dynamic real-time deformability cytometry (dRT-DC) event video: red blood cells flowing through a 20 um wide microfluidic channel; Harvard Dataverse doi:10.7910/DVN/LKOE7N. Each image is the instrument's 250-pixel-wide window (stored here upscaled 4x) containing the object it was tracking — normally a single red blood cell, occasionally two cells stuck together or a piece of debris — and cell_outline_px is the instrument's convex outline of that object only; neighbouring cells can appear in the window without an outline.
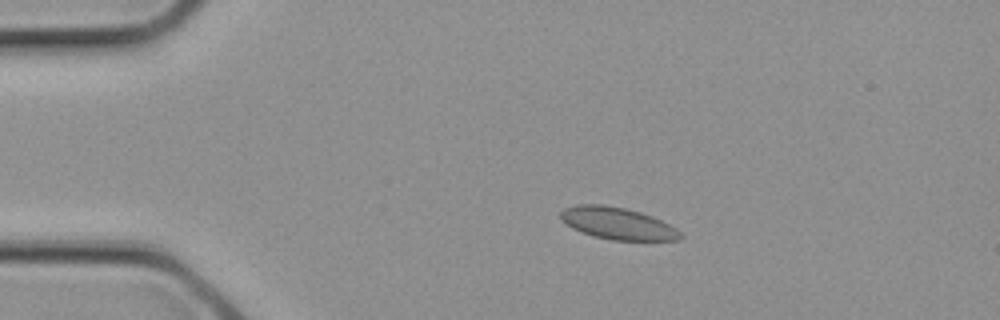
{"species": "common noctule bat (a hibernating species)", "species_latin": "Nyctalus noctula", "temperature_condition": "cold", "stored_images_in_passage": 3, "camera_frame_rate_fps": 3000, "um_per_image_px": 0.085, "animal": {"sex": "female", "body_mass_g": 21.9}, "frame": {"image": 1, "passage_image": 2, "time_ms": 0.333, "image_size_px": [1000, 320], "cell_outline_px": [[684, 236], [680, 240], [612, 240], [592, 236], [572, 228], [564, 224], [560, 220], [560, 212], [564, 208], [576, 204], [604, 204], [624, 208], [640, 212], [652, 216], [676, 228]], "centroid_in_image_um": [52.45, 18.98], "position_along_channel_um": 32.5, "area_um2": 22.48}}
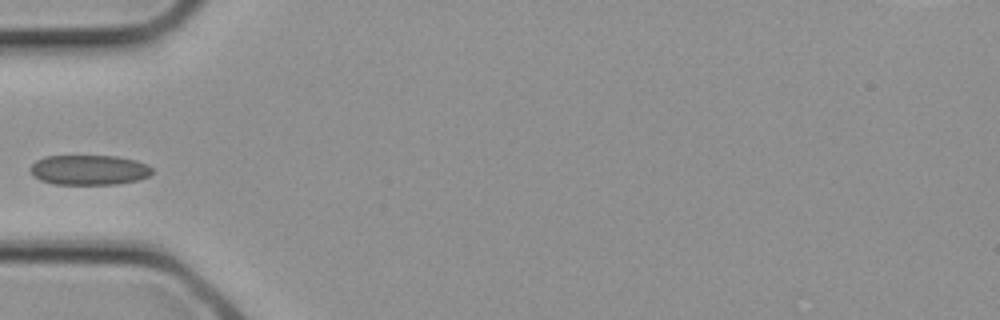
{"frame": {"image": 2, "passage_image": 3, "time_ms": 0.667, "image_size_px": [1000, 320], "cell_outline_px": [[152, 172], [148, 176], [140, 180], [116, 184], [52, 184], [40, 180], [32, 176], [28, 168], [36, 160], [44, 156], [116, 156], [136, 160], [148, 164], [152, 168]], "centroid_in_image_um": [7.55, 14.44], "position_along_channel_um": 77.5, "area_um2": 21.56}}